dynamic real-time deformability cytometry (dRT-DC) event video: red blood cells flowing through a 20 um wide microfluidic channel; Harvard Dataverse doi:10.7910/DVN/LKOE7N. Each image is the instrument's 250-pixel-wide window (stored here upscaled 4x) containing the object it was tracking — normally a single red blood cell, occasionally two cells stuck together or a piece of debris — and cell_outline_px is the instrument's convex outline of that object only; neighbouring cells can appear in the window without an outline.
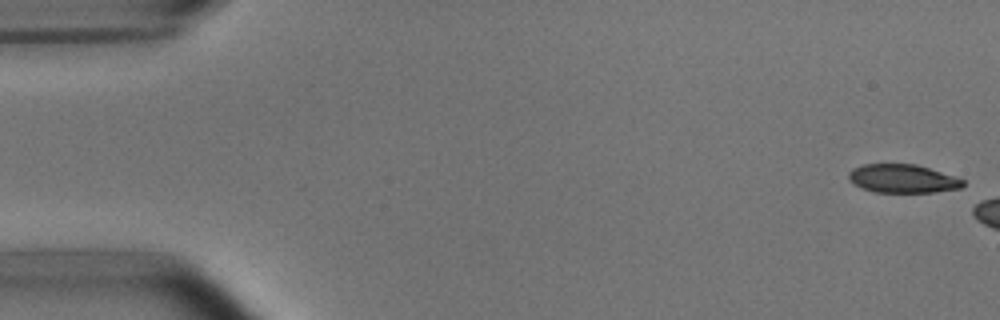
{"species": "common noctule bat (a hibernating species)", "species_latin": "Nyctalus noctula", "temperature_condition": "room temperature", "stored_images_in_passage": 6, "camera_frame_rate_fps": 3000, "um_per_image_px": 0.085, "animal": {"sex": "male", "body_mass_g": 15.6}, "frame": {"image": 1, "passage_image": 1, "time_ms": 0.0, "image_size_px": [1000, 320], "cell_outline_px": [[964, 184], [960, 188], [936, 192], [876, 192], [864, 188], [848, 180], [848, 172], [852, 168], [864, 164], [916, 164], [956, 176], [964, 180]], "centroid_in_image_um": [76.74, 15.17], "position_along_channel_um": 8.3, "area_um2": 18.96}}